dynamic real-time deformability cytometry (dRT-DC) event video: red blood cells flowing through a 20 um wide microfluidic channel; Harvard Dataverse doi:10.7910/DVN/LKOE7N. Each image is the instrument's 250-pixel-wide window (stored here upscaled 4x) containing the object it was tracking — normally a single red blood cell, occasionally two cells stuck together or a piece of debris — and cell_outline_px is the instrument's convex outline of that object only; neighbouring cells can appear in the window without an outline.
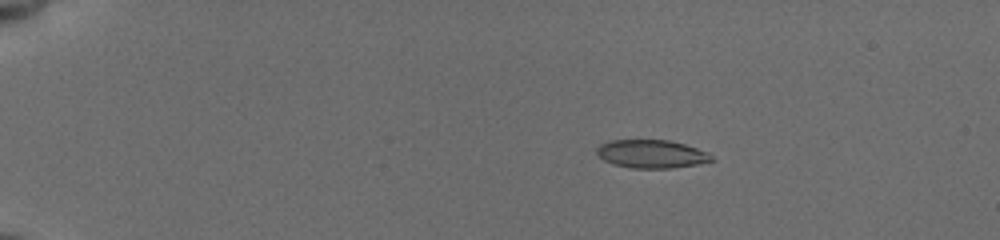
{"species": "common noctule bat (a hibernating species)", "species_latin": "Nyctalus noctula", "temperature_condition": "cold", "stored_images_in_passage": 25, "camera_frame_rate_fps": 3000, "um_per_image_px": 0.085, "animal": {"sex": "female", "body_mass_g": 19.5, "forearm_length_mm": 54.1}, "frame": {"image": 1, "passage_image": 3, "time_ms": 2.667, "image_size_px": [1000, 240], "cell_outline_px": [[716, 160], [696, 164], [672, 168], [632, 168], [612, 164], [604, 160], [596, 152], [596, 148], [600, 144], [608, 140], [668, 140], [684, 144], [708, 152]], "centroid_in_image_um": [55.36, 13.08], "position_along_channel_um": 29.6, "area_um2": 18.9}}
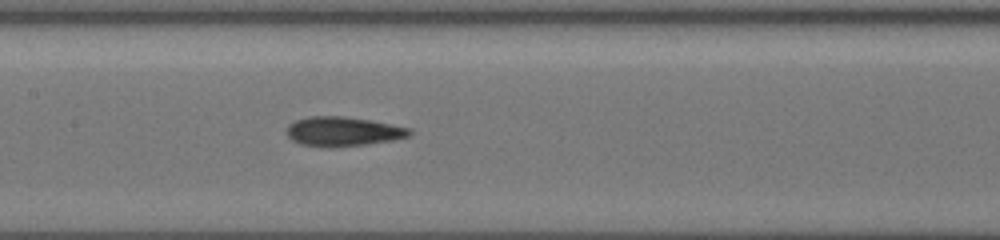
{"frame": {"image": 2, "passage_image": 12, "time_ms": 9.0, "image_size_px": [1000, 240], "cell_outline_px": [[412, 136], [396, 140], [332, 148], [320, 148], [300, 144], [292, 140], [284, 132], [284, 128], [288, 124], [296, 120], [308, 116], [344, 116], [368, 120], [412, 128]], "centroid_in_image_um": [29.12, 11.19], "position_along_channel_um": 178.3, "area_um2": 21.56}}
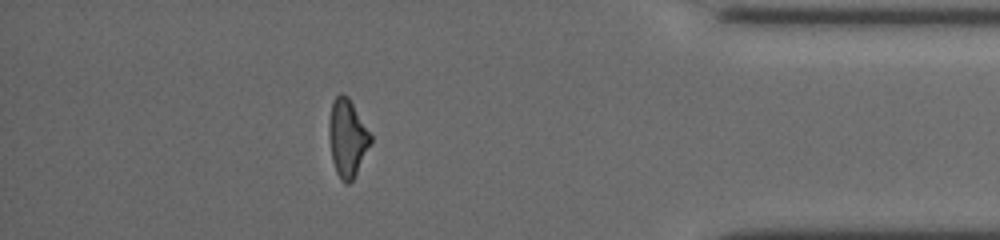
{"frame": {"image": 3, "passage_image": 22, "time_ms": 15.667, "image_size_px": [1000, 240], "cell_outline_px": [[372, 144], [352, 180], [348, 184], [344, 184], [340, 180], [336, 172], [332, 160], [328, 136], [328, 120], [332, 100], [340, 92], [348, 96], [372, 136]], "centroid_in_image_um": [29.51, 11.72], "position_along_channel_um": 405.7, "area_um2": 19.13}}